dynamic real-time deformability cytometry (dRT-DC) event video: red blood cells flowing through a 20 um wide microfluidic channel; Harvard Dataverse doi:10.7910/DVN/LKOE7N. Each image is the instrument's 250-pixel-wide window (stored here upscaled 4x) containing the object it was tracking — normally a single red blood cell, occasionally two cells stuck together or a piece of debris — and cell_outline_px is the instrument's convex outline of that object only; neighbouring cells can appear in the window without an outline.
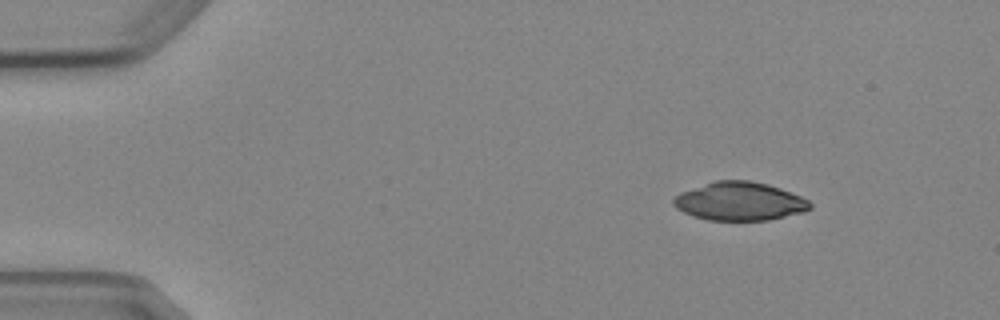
{"species": "Egyptian fruit bat (a non-hibernating species)", "species_latin": "Rousettus aegyptiacus", "temperature_condition": "cold", "stored_images_in_passage": 6, "camera_frame_rate_fps": 3000, "um_per_image_px": 0.085, "animal": {"sex": "female"}, "frame": {"image": 1, "passage_image": 1, "time_ms": 0.0, "image_size_px": [1000, 320], "cell_outline_px": [[812, 208], [804, 212], [768, 220], [708, 220], [692, 216], [676, 208], [672, 204], [672, 200], [680, 192], [716, 180], [748, 180], [768, 184], [780, 188], [800, 196], [808, 200], [812, 204]], "centroid_in_image_um": [62.86, 17.11], "position_along_channel_um": 22.1, "area_um2": 30.58}}